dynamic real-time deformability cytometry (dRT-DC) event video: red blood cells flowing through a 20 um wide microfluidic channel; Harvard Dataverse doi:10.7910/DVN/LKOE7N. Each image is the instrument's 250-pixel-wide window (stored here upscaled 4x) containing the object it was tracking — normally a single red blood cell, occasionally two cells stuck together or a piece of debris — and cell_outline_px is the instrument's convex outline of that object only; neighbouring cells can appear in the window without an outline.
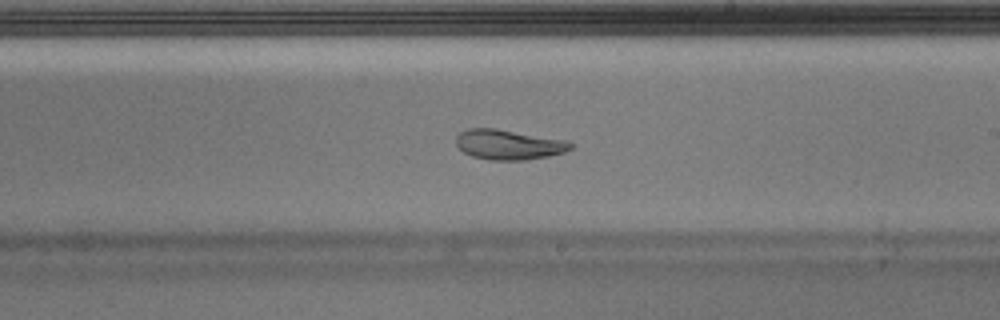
{"species": "Egyptian fruit bat (a non-hibernating species)", "species_latin": "Rousettus aegyptiacus", "temperature_condition": "warm", "stored_images_in_passage": 51, "camera_frame_rate_fps": 3000, "um_per_image_px": 0.085, "animal": {"sex": "male"}, "frame": {"image": 1, "passage_image": 30, "time_ms": 9.667, "image_size_px": [1000, 320], "cell_outline_px": [[572, 148], [564, 152], [548, 156], [528, 160], [488, 160], [472, 156], [464, 152], [456, 144], [456, 136], [460, 132], [468, 128], [496, 128], [564, 140], [572, 144]], "centroid_in_image_um": [43.2, 12.29], "position_along_channel_um": 245.8, "area_um2": 19.94}}
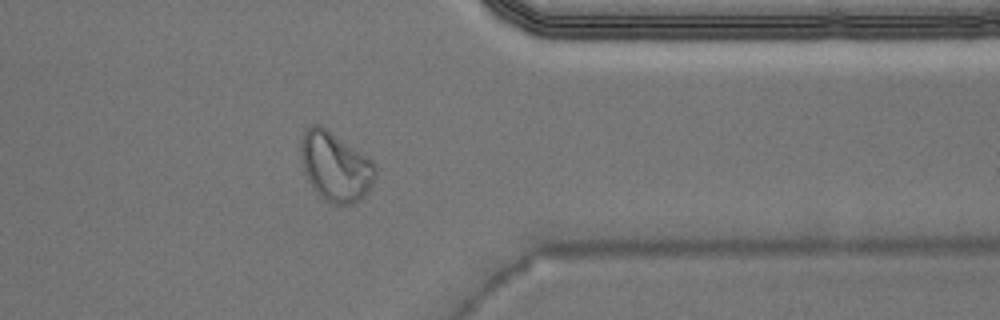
{"frame": {"image": 2, "passage_image": 41, "time_ms": 13.333, "image_size_px": [1000, 320], "cell_outline_px": [[376, 172], [372, 184], [368, 192], [360, 200], [352, 204], [332, 204], [324, 200], [312, 188], [304, 172], [300, 156], [300, 140], [304, 132], [312, 124], [320, 124], [368, 156], [376, 164]], "centroid_in_image_um": [28.5, 14.16], "position_along_channel_um": 382.9, "area_um2": 30.4}}
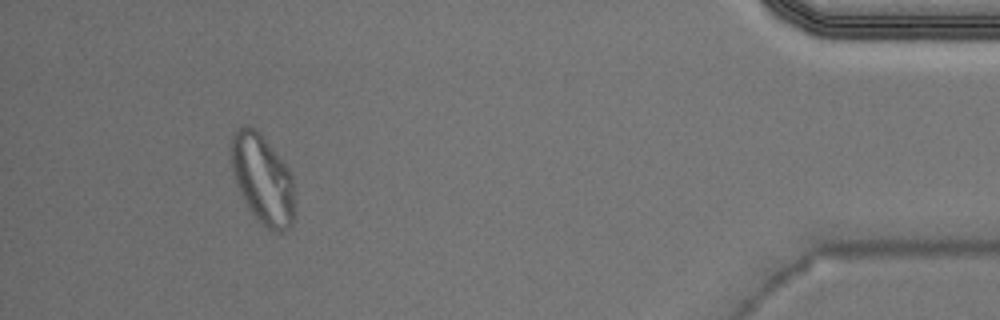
{"frame": {"image": 3, "passage_image": 47, "time_ms": 15.333, "image_size_px": [1000, 320], "cell_outline_px": [[296, 212], [292, 224], [284, 232], [276, 232], [260, 224], [244, 200], [236, 184], [232, 172], [228, 152], [232, 136], [236, 128], [248, 124], [256, 128], [260, 132], [288, 168], [292, 176]], "centroid_in_image_um": [22.3, 15.21], "position_along_channel_um": 412.9, "area_um2": 33.81}, "authors_computed_cell_mechanics": {"area_um2": 20.6924, "velocity_mm_per_s": 3.9717, "shape_relaxation_time_tau1_ms": null, "shape_relaxation_time_tau2_ms": 1.7635, "deformation_change_tau1": null, "deformation_change_tau2": 0.0855}}